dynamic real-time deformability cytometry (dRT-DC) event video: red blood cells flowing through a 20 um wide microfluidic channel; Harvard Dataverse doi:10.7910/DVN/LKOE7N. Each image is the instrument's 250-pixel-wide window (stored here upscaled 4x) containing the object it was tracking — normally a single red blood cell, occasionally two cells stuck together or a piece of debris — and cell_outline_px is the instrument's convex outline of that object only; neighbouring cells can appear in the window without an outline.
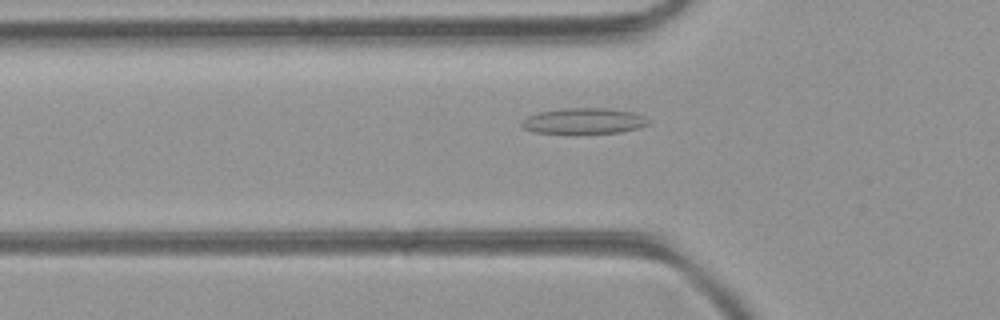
{"species": "common noctule bat (a hibernating species)", "species_latin": "Nyctalus noctula", "temperature_condition": "room temperature", "stored_images_in_passage": 20, "camera_frame_rate_fps": 3000, "um_per_image_px": 0.085, "animal": {"sex": "female", "body_mass_g": 21.9}, "frame": {"image": 1, "passage_image": 7, "time_ms": 2.0, "image_size_px": [1000, 320], "cell_outline_px": [[652, 120], [648, 124], [640, 128], [620, 132], [576, 136], [572, 136], [536, 132], [524, 128], [520, 124], [520, 120], [528, 116], [540, 112], [564, 108], [608, 108], [636, 112]], "centroid_in_image_um": [49.65, 10.32], "position_along_channel_um": 76.2, "area_um2": 20.11}}
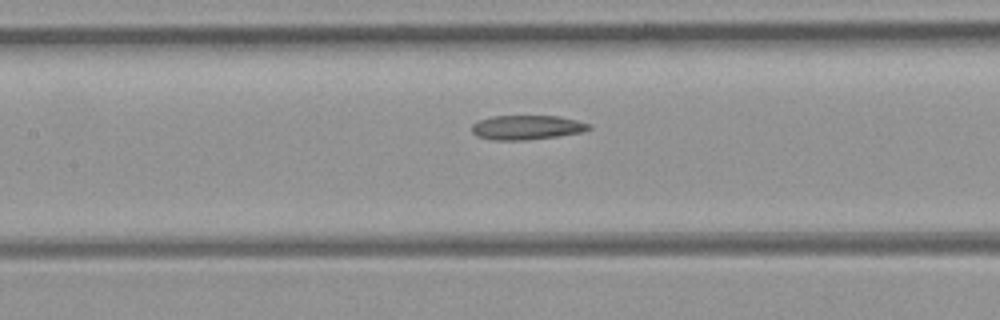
{"frame": {"image": 2, "passage_image": 13, "time_ms": 4.0, "image_size_px": [1000, 320], "cell_outline_px": [[592, 128], [584, 132], [528, 140], [492, 140], [476, 136], [472, 132], [472, 124], [476, 120], [492, 116], [560, 116], [592, 124]], "centroid_in_image_um": [44.77, 10.83], "position_along_channel_um": 162.6, "area_um2": 16.88}}
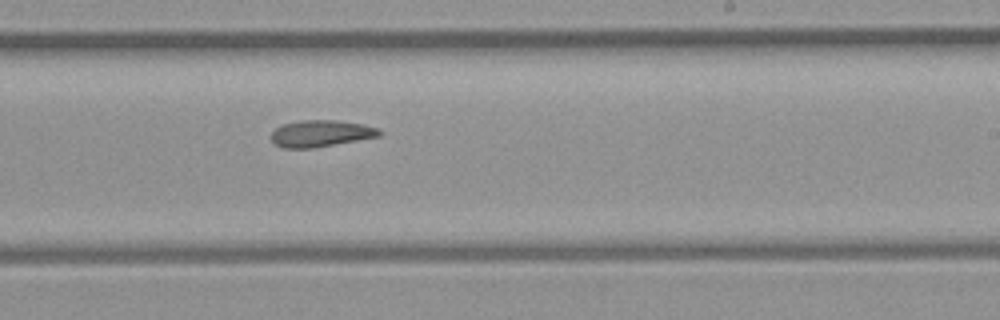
{"frame": {"image": 3, "passage_image": 20, "time_ms": 6.333, "image_size_px": [1000, 320], "cell_outline_px": [[380, 136], [312, 148], [284, 148], [276, 144], [272, 140], [272, 132], [276, 128], [284, 124], [304, 120], [336, 120], [360, 124], [380, 128]], "centroid_in_image_um": [27.27, 11.34], "position_along_channel_um": 261.7, "area_um2": 16.47}}